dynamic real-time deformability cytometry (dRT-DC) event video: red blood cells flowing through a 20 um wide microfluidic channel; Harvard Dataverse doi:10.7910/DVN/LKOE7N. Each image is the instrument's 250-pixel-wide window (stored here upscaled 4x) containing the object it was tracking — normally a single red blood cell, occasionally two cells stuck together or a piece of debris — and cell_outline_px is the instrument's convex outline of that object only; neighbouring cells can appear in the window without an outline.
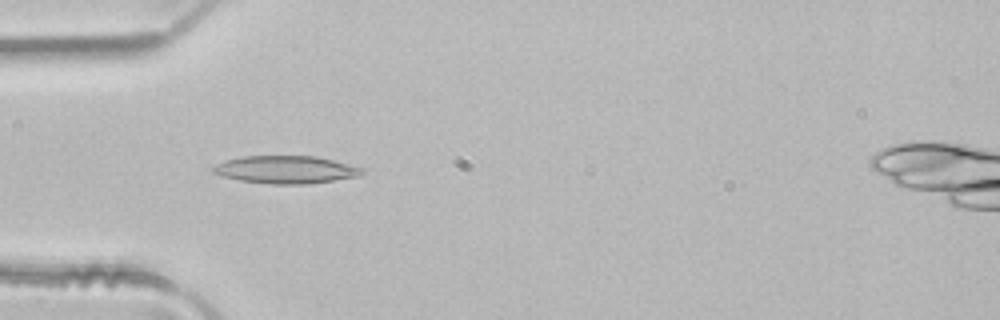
{"species": "common noctule bat (a hibernating species)", "species_latin": "Nyctalus noctula", "temperature_condition": "room temperature", "stored_images_in_passage": 49, "camera_frame_rate_fps": 3000, "um_per_image_px": 0.085, "animal": {"sex": "male", "body_mass_g": 21.5, "forearm_length_mm": 52.0}, "frame": {"image": 1, "passage_image": 15, "time_ms": 4.667, "image_size_px": [1000, 320], "cell_outline_px": [[368, 168], [360, 176], [304, 184], [272, 184], [240, 180], [220, 176], [212, 172], [212, 168], [216, 164], [224, 160], [244, 156], [316, 156]], "centroid_in_image_um": [24.32, 14.41], "position_along_channel_um": 60.7, "area_um2": 24.16}}
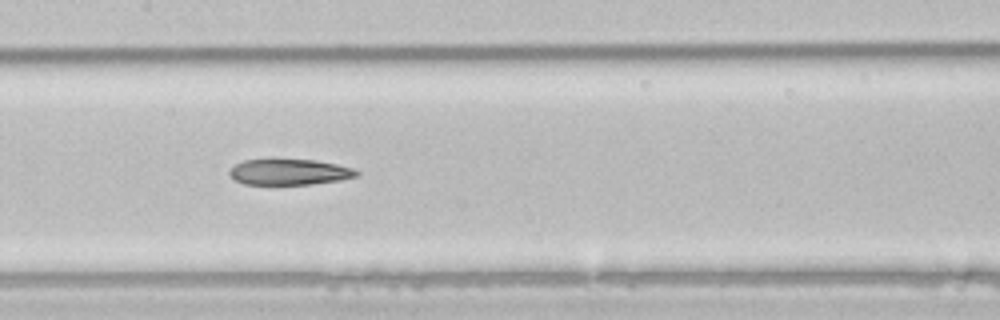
{"frame": {"image": 2, "passage_image": 24, "time_ms": 7.667, "image_size_px": [1000, 320], "cell_outline_px": [[360, 172], [356, 176], [340, 180], [312, 184], [244, 184], [232, 180], [228, 172], [236, 164], [244, 160], [272, 156], [316, 160], [336, 164], [352, 168]], "centroid_in_image_um": [24.52, 14.57], "position_along_channel_um": 182.9, "area_um2": 20.0}}
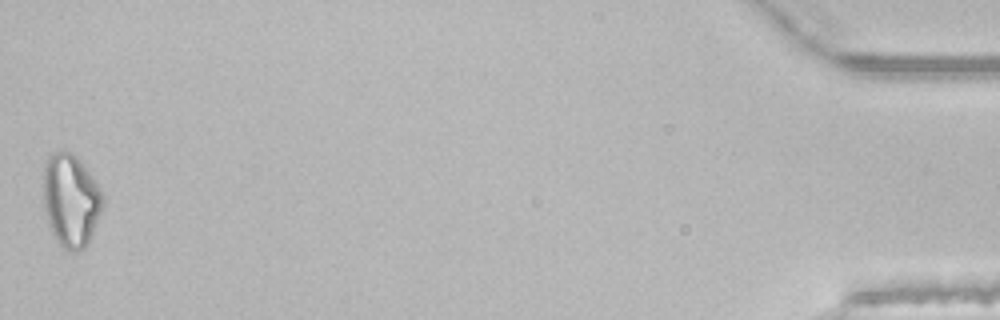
{"frame": {"image": 3, "passage_image": 49, "time_ms": 16.0, "image_size_px": [1000, 320], "cell_outline_px": [[104, 208], [88, 244], [84, 248], [76, 252], [72, 252], [64, 248], [60, 244], [52, 232], [48, 224], [44, 212], [44, 168], [48, 152], [68, 152], [76, 156], [92, 176], [104, 192]], "centroid_in_image_um": [6.05, 17.04], "position_along_channel_um": 429.2, "area_um2": 32.54}, "authors_computed_cell_mechanics": {"area_um2": 23.0044, "velocity_mm_per_s": 4.1273, "shape_relaxation_time_tau1_ms": null, "shape_relaxation_time_tau2_ms": 4.1904, "deformation_change_tau1": null, "deformation_change_tau2": 0.1513}}